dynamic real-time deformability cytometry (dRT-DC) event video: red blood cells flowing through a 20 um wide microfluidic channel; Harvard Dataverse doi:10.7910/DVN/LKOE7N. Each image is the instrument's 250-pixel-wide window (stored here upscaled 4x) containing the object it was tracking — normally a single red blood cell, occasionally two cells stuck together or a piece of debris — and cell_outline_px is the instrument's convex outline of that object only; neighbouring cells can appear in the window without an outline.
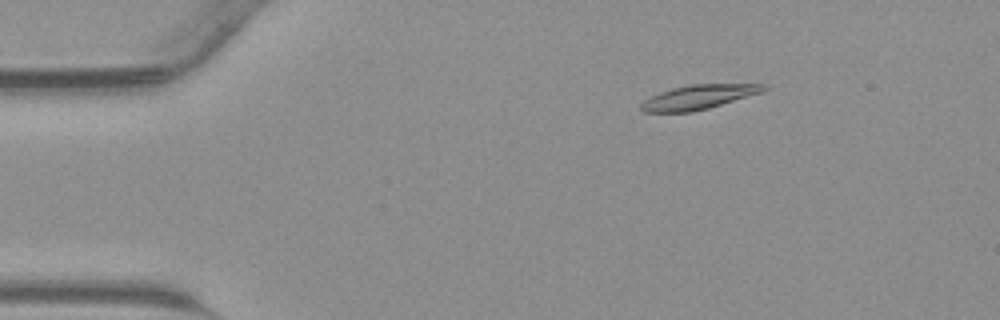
{"species": "common noctule bat (a hibernating species)", "species_latin": "Nyctalus noctula", "temperature_condition": "warm", "stored_images_in_passage": 39, "camera_frame_rate_fps": 3000, "um_per_image_px": 0.085, "animal": {"sex": "male", "body_mass_g": 23.1, "forearm_length_mm": 52.7}, "frame": {"image": 1, "passage_image": 2, "time_ms": 0.333, "image_size_px": [1000, 320], "cell_outline_px": [[768, 88], [764, 92], [708, 108], [692, 112], [644, 112], [640, 108], [640, 104], [644, 100], [660, 92], [672, 88], [692, 84], [768, 84]], "centroid_in_image_um": [59.41, 8.25], "position_along_channel_um": 25.6, "area_um2": 17.4}}
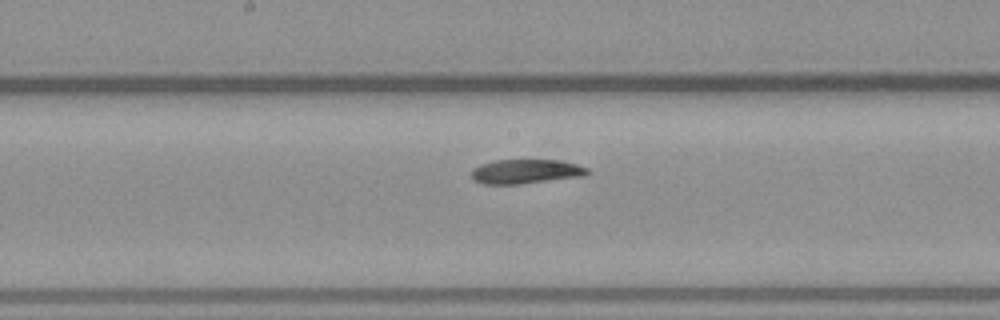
{"frame": {"image": 2, "passage_image": 18, "time_ms": 5.667, "image_size_px": [1000, 320], "cell_outline_px": [[592, 172], [584, 176], [520, 184], [484, 184], [472, 180], [472, 168], [480, 164], [492, 160], [560, 160], [576, 164], [588, 168]], "centroid_in_image_um": [44.69, 14.57], "position_along_channel_um": 203.5, "area_um2": 16.65}}
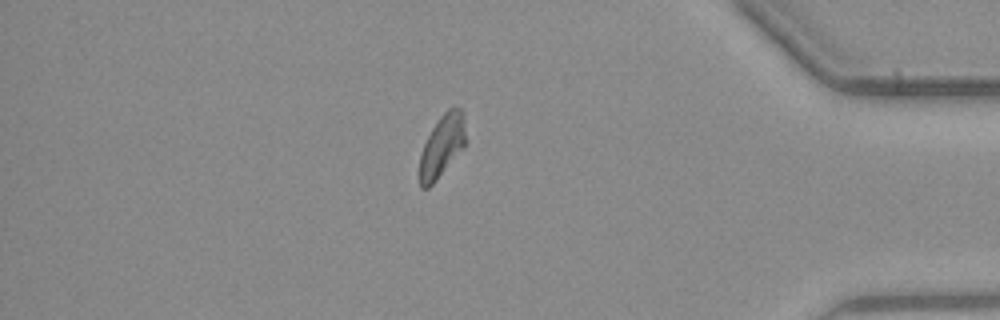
{"frame": {"image": 3, "passage_image": 33, "time_ms": 10.667, "image_size_px": [1000, 320], "cell_outline_px": [[464, 148], [436, 180], [428, 188], [420, 188], [420, 152], [432, 128], [440, 116], [448, 108], [460, 108], [464, 112]], "centroid_in_image_um": [37.56, 12.4], "position_along_channel_um": 397.6, "area_um2": 16.47}}